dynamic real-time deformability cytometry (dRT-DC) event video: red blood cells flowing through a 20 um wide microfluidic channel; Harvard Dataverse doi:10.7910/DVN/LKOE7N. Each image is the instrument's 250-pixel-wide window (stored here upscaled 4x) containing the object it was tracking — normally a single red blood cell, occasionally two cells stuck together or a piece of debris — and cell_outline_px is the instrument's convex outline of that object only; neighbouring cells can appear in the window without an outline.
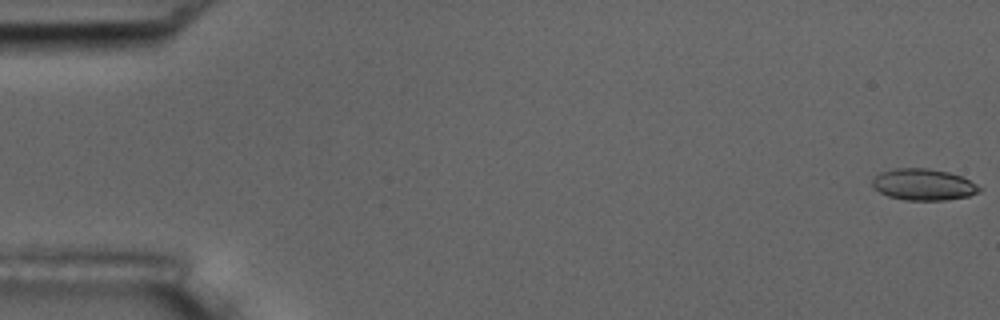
{"species": "common noctule bat (a hibernating species)", "species_latin": "Nyctalus noctula", "temperature_condition": "room temperature", "stored_images_in_passage": 10, "camera_frame_rate_fps": 3000, "um_per_image_px": 0.085, "animal": {"sex": "male", "body_mass_g": 17.5, "forearm_length_mm": 52.3}, "frame": {"image": 1, "passage_image": 1, "time_ms": 0.0, "image_size_px": [1000, 320], "cell_outline_px": [[984, 188], [980, 192], [968, 196], [944, 200], [904, 200], [888, 196], [880, 192], [872, 184], [872, 176], [880, 172], [896, 168], [928, 168], [948, 172], [960, 176]], "centroid_in_image_um": [78.48, 15.68], "position_along_channel_um": 6.5, "area_um2": 19.65}}
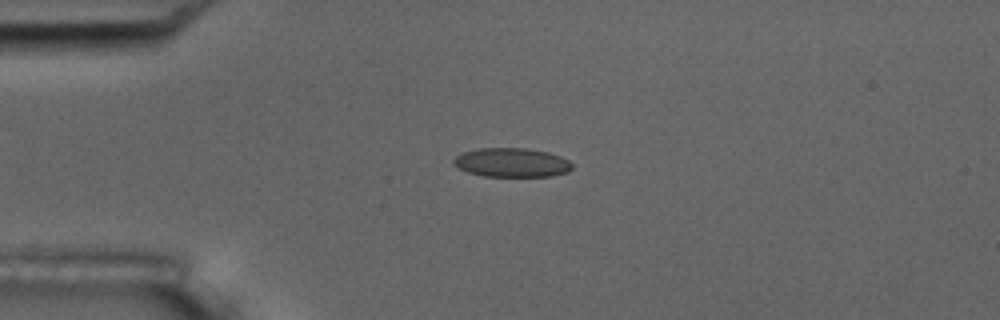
{"frame": {"image": 2, "passage_image": 5, "time_ms": 4.333, "image_size_px": [1000, 320], "cell_outline_px": [[572, 168], [568, 172], [552, 176], [484, 176], [468, 172], [452, 164], [452, 160], [456, 156], [464, 152], [480, 148], [528, 148], [548, 152], [560, 156], [568, 160], [572, 164]], "centroid_in_image_um": [43.51, 13.81], "position_along_channel_um": 41.5, "area_um2": 20.06}}
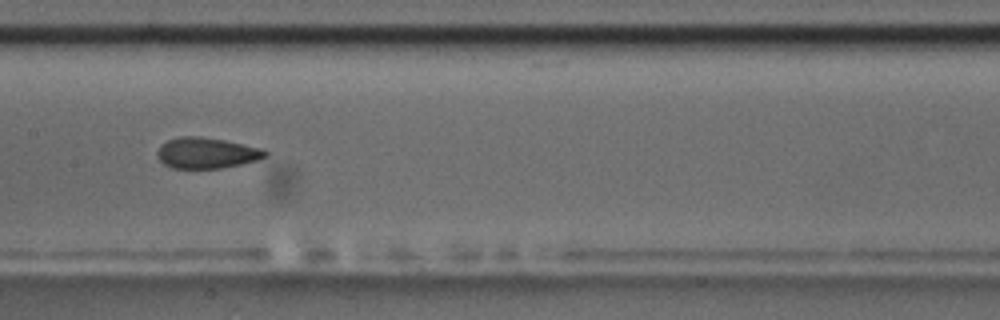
{"frame": {"image": 3, "passage_image": 9, "time_ms": 9.0, "image_size_px": [1000, 320], "cell_outline_px": [[268, 156], [260, 160], [220, 168], [172, 168], [164, 164], [156, 156], [156, 152], [160, 144], [168, 140], [180, 136], [200, 136], [224, 140], [264, 148], [268, 152]], "centroid_in_image_um": [17.57, 12.99], "position_along_channel_um": 189.8, "area_um2": 19.65}}